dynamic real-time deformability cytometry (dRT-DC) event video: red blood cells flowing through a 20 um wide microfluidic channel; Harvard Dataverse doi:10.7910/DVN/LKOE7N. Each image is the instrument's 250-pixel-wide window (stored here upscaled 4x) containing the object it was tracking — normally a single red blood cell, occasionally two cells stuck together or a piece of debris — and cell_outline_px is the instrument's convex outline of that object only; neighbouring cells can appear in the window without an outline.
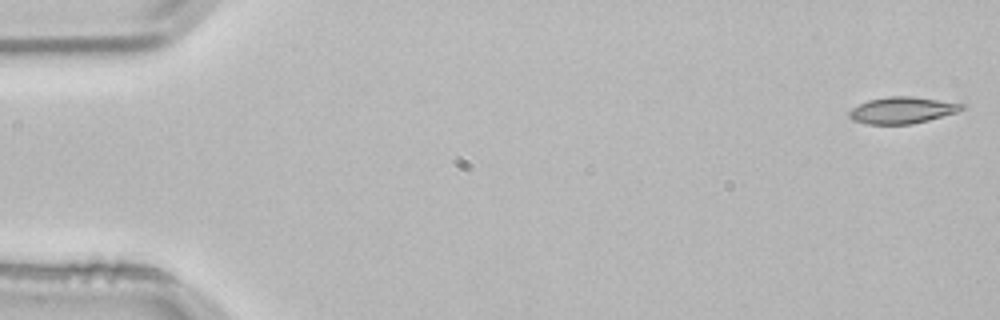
{"species": "common noctule bat (a hibernating species)", "species_latin": "Nyctalus noctula", "temperature_condition": "room temperature", "stored_images_in_passage": 4, "camera_frame_rate_fps": 3000, "um_per_image_px": 0.085, "animal": {"sex": "male", "body_mass_g": 21.5, "forearm_length_mm": 52.0}, "frame": {"image": 1, "passage_image": 1, "time_ms": 0.0, "image_size_px": [1000, 320], "cell_outline_px": [[964, 108], [956, 112], [928, 120], [912, 124], [864, 124], [852, 120], [848, 116], [848, 112], [852, 108], [868, 100], [888, 96], [912, 96], [964, 104]], "centroid_in_image_um": [76.63, 9.37], "position_along_channel_um": 8.4, "area_um2": 17.34}}
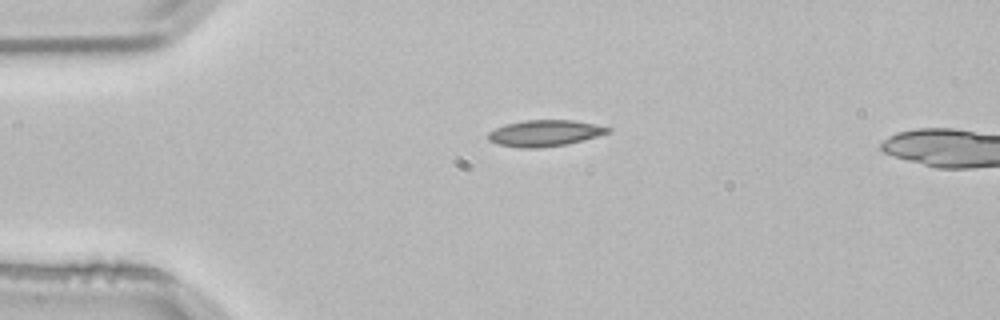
{"frame": {"image": 2, "passage_image": 3, "time_ms": 0.667, "image_size_px": [1000, 320], "cell_outline_px": [[612, 132], [584, 140], [568, 144], [536, 148], [520, 148], [496, 144], [488, 140], [488, 132], [496, 128], [508, 124], [524, 120], [572, 120], [596, 124], [612, 128]], "centroid_in_image_um": [46.34, 11.32], "position_along_channel_um": 38.7, "area_um2": 18.44}}